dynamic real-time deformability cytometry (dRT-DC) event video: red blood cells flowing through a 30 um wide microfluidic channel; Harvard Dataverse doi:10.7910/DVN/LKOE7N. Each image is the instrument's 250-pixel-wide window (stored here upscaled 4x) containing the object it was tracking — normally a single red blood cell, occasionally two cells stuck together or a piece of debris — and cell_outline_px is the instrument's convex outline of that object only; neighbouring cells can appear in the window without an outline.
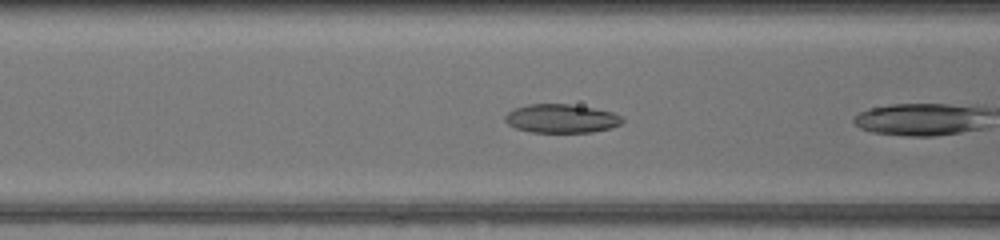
{"species": "common noctule bat (a hibernating species)", "species_latin": "Nyctalus noctula", "temperature_condition": "warm", "stored_images_in_passage": 37, "camera_frame_rate_fps": 3000, "um_per_image_px": 0.085, "animal": {"sex": "female", "body_mass_g": 17.0, "forearm_length_mm": 48.0}, "frame": {"image": 1, "passage_image": 18, "time_ms": 5.667, "image_size_px": [1000, 240], "cell_outline_px": [[624, 120], [620, 124], [608, 128], [592, 132], [532, 132], [516, 128], [508, 124], [504, 120], [504, 116], [508, 112], [516, 108], [532, 104], [568, 104], [592, 108], [612, 112], [620, 116]], "centroid_in_image_um": [47.69, 10.08], "position_along_channel_um": 118.9, "area_um2": 19.31}}
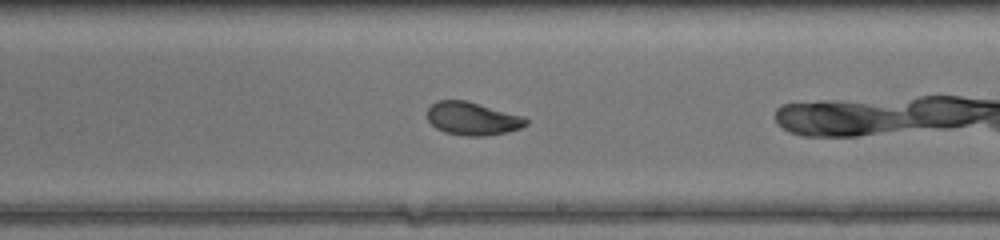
{"frame": {"image": 2, "passage_image": 27, "time_ms": 8.667, "image_size_px": [1000, 240], "cell_outline_px": [[528, 124], [520, 128], [504, 132], [484, 136], [468, 136], [444, 132], [436, 128], [428, 120], [428, 108], [432, 104], [440, 100], [464, 100], [524, 116], [528, 120]], "centroid_in_image_um": [40.16, 10.08], "position_along_channel_um": 248.8, "area_um2": 18.79}}
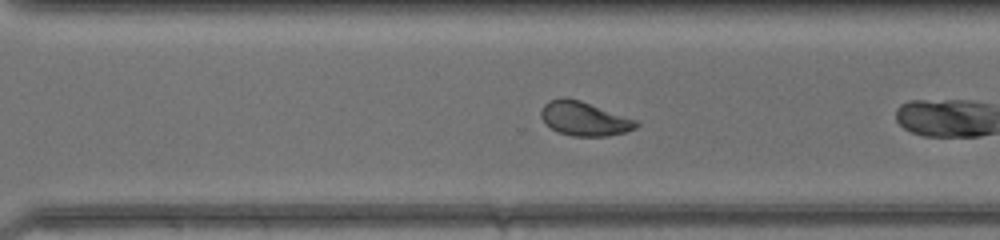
{"frame": {"image": 3, "passage_image": 32, "time_ms": 10.333, "image_size_px": [1000, 240], "cell_outline_px": [[640, 124], [636, 128], [624, 132], [608, 136], [572, 136], [556, 132], [540, 116], [540, 112], [544, 104], [548, 100], [580, 100], [636, 120]], "centroid_in_image_um": [49.68, 10.12], "position_along_channel_um": 320.9, "area_um2": 18.38}}